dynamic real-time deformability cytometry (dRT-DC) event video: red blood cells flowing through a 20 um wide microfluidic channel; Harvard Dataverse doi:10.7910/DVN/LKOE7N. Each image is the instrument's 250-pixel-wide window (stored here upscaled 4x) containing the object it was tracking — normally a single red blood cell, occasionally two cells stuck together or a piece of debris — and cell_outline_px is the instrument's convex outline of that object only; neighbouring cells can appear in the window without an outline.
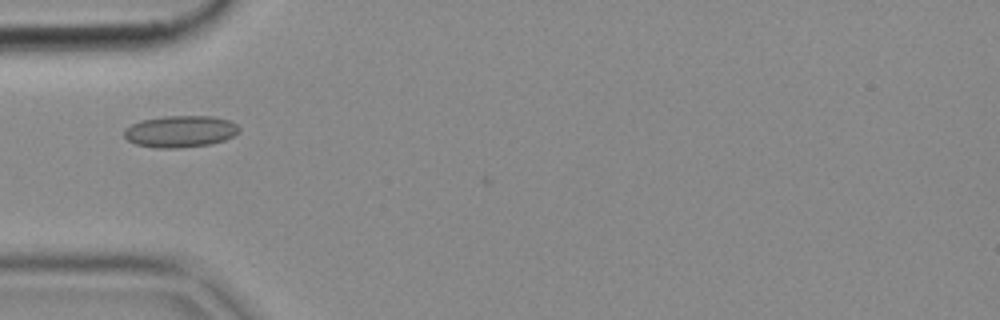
{"species": "common noctule bat (a hibernating species)", "species_latin": "Nyctalus noctula", "temperature_condition": "cold", "stored_images_in_passage": 4, "camera_frame_rate_fps": 3000, "um_per_image_px": 0.085, "animal": {"sex": "female", "body_mass_g": 18.4}, "frame": {"image": 1, "passage_image": 1, "time_ms": 0.0, "image_size_px": [1000, 320], "cell_outline_px": [[240, 132], [224, 140], [212, 144], [180, 148], [156, 148], [136, 144], [128, 140], [124, 136], [124, 128], [140, 120], [164, 116], [212, 116], [228, 120], [236, 124], [240, 128]], "centroid_in_image_um": [15.32, 11.17], "position_along_channel_um": 69.7, "area_um2": 21.39}}